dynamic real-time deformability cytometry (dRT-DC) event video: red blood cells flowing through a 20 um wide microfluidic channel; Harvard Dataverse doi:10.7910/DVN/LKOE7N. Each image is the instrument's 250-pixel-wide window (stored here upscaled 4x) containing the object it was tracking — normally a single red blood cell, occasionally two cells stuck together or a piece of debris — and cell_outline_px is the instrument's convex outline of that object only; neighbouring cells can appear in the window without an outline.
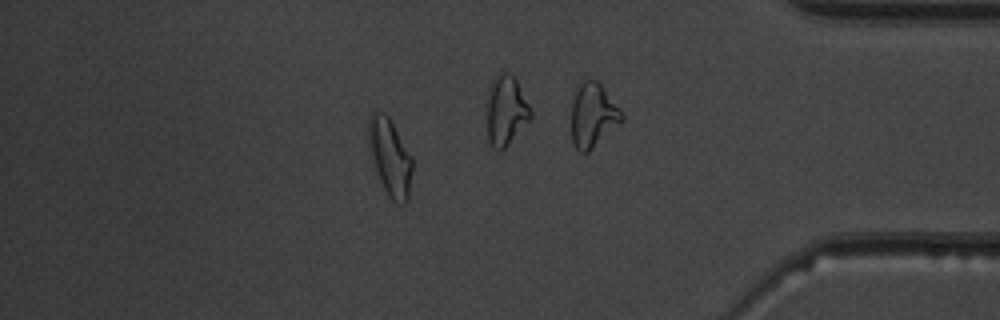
{"species": "common noctule bat (a hibernating species)", "species_latin": "Nyctalus noctula", "temperature_condition": "warm", "stored_images_in_passage": 53, "camera_frame_rate_fps": 3000, "um_per_image_px": 0.085, "animal": {"sex": "male", "body_mass_g": 19.5, "forearm_length_mm": 54.6}, "frame": {"image": 1, "passage_image": 46, "time_ms": 15.0, "image_size_px": [1000, 320], "cell_outline_px": [[412, 168], [408, 200], [404, 204], [392, 200], [388, 196], [380, 180], [368, 148], [368, 116], [372, 112], [384, 112], [388, 116], [412, 156]], "centroid_in_image_um": [33.13, 13.33], "position_along_channel_um": 402.1, "area_um2": 19.59}, "authors_computed_cell_mechanics": {"area_um2": 19.074, "velocity_mm_per_s": 4.0071, "shape_relaxation_time_tau1_ms": null, "shape_relaxation_time_tau2_ms": 1.725, "deformation_change_tau1": null, "deformation_change_tau2": 0.0879}}